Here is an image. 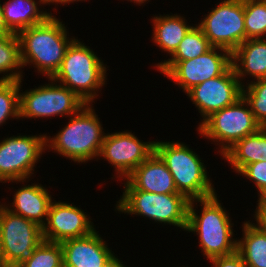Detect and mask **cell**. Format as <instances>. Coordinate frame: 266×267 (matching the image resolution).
<instances>
[{
    "label": "cell",
    "instance_id": "ffe728a7",
    "mask_svg": "<svg viewBox=\"0 0 266 267\" xmlns=\"http://www.w3.org/2000/svg\"><path fill=\"white\" fill-rule=\"evenodd\" d=\"M46 5L43 0H6L3 2V18L7 28L15 34L28 27L43 23L50 15L41 10L39 5Z\"/></svg>",
    "mask_w": 266,
    "mask_h": 267
},
{
    "label": "cell",
    "instance_id": "5bb4252c",
    "mask_svg": "<svg viewBox=\"0 0 266 267\" xmlns=\"http://www.w3.org/2000/svg\"><path fill=\"white\" fill-rule=\"evenodd\" d=\"M242 85L233 65L222 75L194 86L186 94L195 104L200 116L199 125L212 113L234 104L242 97Z\"/></svg>",
    "mask_w": 266,
    "mask_h": 267
},
{
    "label": "cell",
    "instance_id": "1f68e13d",
    "mask_svg": "<svg viewBox=\"0 0 266 267\" xmlns=\"http://www.w3.org/2000/svg\"><path fill=\"white\" fill-rule=\"evenodd\" d=\"M254 213V224L266 234V207H256Z\"/></svg>",
    "mask_w": 266,
    "mask_h": 267
},
{
    "label": "cell",
    "instance_id": "8d00e7d4",
    "mask_svg": "<svg viewBox=\"0 0 266 267\" xmlns=\"http://www.w3.org/2000/svg\"><path fill=\"white\" fill-rule=\"evenodd\" d=\"M130 2L135 3L136 5L138 4L139 6L143 5L144 3H146L147 1L149 2V0H127Z\"/></svg>",
    "mask_w": 266,
    "mask_h": 267
},
{
    "label": "cell",
    "instance_id": "7402d4cb",
    "mask_svg": "<svg viewBox=\"0 0 266 267\" xmlns=\"http://www.w3.org/2000/svg\"><path fill=\"white\" fill-rule=\"evenodd\" d=\"M154 16L151 22L153 26L151 41L171 56L193 25H189L187 20L177 13L176 15L159 14V16Z\"/></svg>",
    "mask_w": 266,
    "mask_h": 267
},
{
    "label": "cell",
    "instance_id": "30bf717a",
    "mask_svg": "<svg viewBox=\"0 0 266 267\" xmlns=\"http://www.w3.org/2000/svg\"><path fill=\"white\" fill-rule=\"evenodd\" d=\"M47 85L20 92V118H49L75 115L85 103L75 92L49 78Z\"/></svg>",
    "mask_w": 266,
    "mask_h": 267
},
{
    "label": "cell",
    "instance_id": "7c38bea8",
    "mask_svg": "<svg viewBox=\"0 0 266 267\" xmlns=\"http://www.w3.org/2000/svg\"><path fill=\"white\" fill-rule=\"evenodd\" d=\"M196 24L213 47L233 53L245 41L244 0H223Z\"/></svg>",
    "mask_w": 266,
    "mask_h": 267
},
{
    "label": "cell",
    "instance_id": "6da1fadb",
    "mask_svg": "<svg viewBox=\"0 0 266 267\" xmlns=\"http://www.w3.org/2000/svg\"><path fill=\"white\" fill-rule=\"evenodd\" d=\"M68 34L67 26L56 15L21 30L17 35L23 68L33 65L40 75L52 78L61 67L68 46L75 39L68 37Z\"/></svg>",
    "mask_w": 266,
    "mask_h": 267
},
{
    "label": "cell",
    "instance_id": "836d02e7",
    "mask_svg": "<svg viewBox=\"0 0 266 267\" xmlns=\"http://www.w3.org/2000/svg\"><path fill=\"white\" fill-rule=\"evenodd\" d=\"M257 207H266V189L259 195L257 196Z\"/></svg>",
    "mask_w": 266,
    "mask_h": 267
},
{
    "label": "cell",
    "instance_id": "d6986e66",
    "mask_svg": "<svg viewBox=\"0 0 266 267\" xmlns=\"http://www.w3.org/2000/svg\"><path fill=\"white\" fill-rule=\"evenodd\" d=\"M232 65L242 86L247 75L254 80L266 78V38L244 41L232 53Z\"/></svg>",
    "mask_w": 266,
    "mask_h": 267
},
{
    "label": "cell",
    "instance_id": "484cf974",
    "mask_svg": "<svg viewBox=\"0 0 266 267\" xmlns=\"http://www.w3.org/2000/svg\"><path fill=\"white\" fill-rule=\"evenodd\" d=\"M245 41L266 38V2L244 0Z\"/></svg>",
    "mask_w": 266,
    "mask_h": 267
},
{
    "label": "cell",
    "instance_id": "e575fe53",
    "mask_svg": "<svg viewBox=\"0 0 266 267\" xmlns=\"http://www.w3.org/2000/svg\"><path fill=\"white\" fill-rule=\"evenodd\" d=\"M79 2V1H87V0H51L48 4L50 6V4L53 3V5L56 4H62L63 6L67 5V4H70V3H73V2Z\"/></svg>",
    "mask_w": 266,
    "mask_h": 267
},
{
    "label": "cell",
    "instance_id": "8fae6325",
    "mask_svg": "<svg viewBox=\"0 0 266 267\" xmlns=\"http://www.w3.org/2000/svg\"><path fill=\"white\" fill-rule=\"evenodd\" d=\"M46 134L17 135L0 141V182L24 183L46 151ZM36 163V164H35Z\"/></svg>",
    "mask_w": 266,
    "mask_h": 267
},
{
    "label": "cell",
    "instance_id": "9c48e42d",
    "mask_svg": "<svg viewBox=\"0 0 266 267\" xmlns=\"http://www.w3.org/2000/svg\"><path fill=\"white\" fill-rule=\"evenodd\" d=\"M232 65V53L212 47L199 57L185 61H161L155 68L187 93L194 86L222 75Z\"/></svg>",
    "mask_w": 266,
    "mask_h": 267
},
{
    "label": "cell",
    "instance_id": "d6a6232c",
    "mask_svg": "<svg viewBox=\"0 0 266 267\" xmlns=\"http://www.w3.org/2000/svg\"><path fill=\"white\" fill-rule=\"evenodd\" d=\"M8 34H14V33H12L7 28V26H6L5 22H4L2 5H1V2H0V35H8Z\"/></svg>",
    "mask_w": 266,
    "mask_h": 267
},
{
    "label": "cell",
    "instance_id": "d590c367",
    "mask_svg": "<svg viewBox=\"0 0 266 267\" xmlns=\"http://www.w3.org/2000/svg\"><path fill=\"white\" fill-rule=\"evenodd\" d=\"M119 258L110 267H127Z\"/></svg>",
    "mask_w": 266,
    "mask_h": 267
},
{
    "label": "cell",
    "instance_id": "52a82bcc",
    "mask_svg": "<svg viewBox=\"0 0 266 267\" xmlns=\"http://www.w3.org/2000/svg\"><path fill=\"white\" fill-rule=\"evenodd\" d=\"M198 126L201 137L217 143L220 156L240 139L262 128L243 96L234 104L212 113Z\"/></svg>",
    "mask_w": 266,
    "mask_h": 267
},
{
    "label": "cell",
    "instance_id": "74e56055",
    "mask_svg": "<svg viewBox=\"0 0 266 267\" xmlns=\"http://www.w3.org/2000/svg\"><path fill=\"white\" fill-rule=\"evenodd\" d=\"M47 5L51 0H43Z\"/></svg>",
    "mask_w": 266,
    "mask_h": 267
},
{
    "label": "cell",
    "instance_id": "4316f807",
    "mask_svg": "<svg viewBox=\"0 0 266 267\" xmlns=\"http://www.w3.org/2000/svg\"><path fill=\"white\" fill-rule=\"evenodd\" d=\"M21 82L0 80V127L10 118L20 119Z\"/></svg>",
    "mask_w": 266,
    "mask_h": 267
},
{
    "label": "cell",
    "instance_id": "5b68a950",
    "mask_svg": "<svg viewBox=\"0 0 266 267\" xmlns=\"http://www.w3.org/2000/svg\"><path fill=\"white\" fill-rule=\"evenodd\" d=\"M185 144L179 141H155V152L169 169L178 193L189 201L216 194L204 160Z\"/></svg>",
    "mask_w": 266,
    "mask_h": 267
},
{
    "label": "cell",
    "instance_id": "4dcf8cb0",
    "mask_svg": "<svg viewBox=\"0 0 266 267\" xmlns=\"http://www.w3.org/2000/svg\"><path fill=\"white\" fill-rule=\"evenodd\" d=\"M210 267H247L241 255L236 251L227 256L210 259Z\"/></svg>",
    "mask_w": 266,
    "mask_h": 267
},
{
    "label": "cell",
    "instance_id": "ac0fdd59",
    "mask_svg": "<svg viewBox=\"0 0 266 267\" xmlns=\"http://www.w3.org/2000/svg\"><path fill=\"white\" fill-rule=\"evenodd\" d=\"M15 190L12 205L3 203L5 207L43 227L47 221L50 204L53 201L48 189L39 183H32Z\"/></svg>",
    "mask_w": 266,
    "mask_h": 267
},
{
    "label": "cell",
    "instance_id": "4fadbf2b",
    "mask_svg": "<svg viewBox=\"0 0 266 267\" xmlns=\"http://www.w3.org/2000/svg\"><path fill=\"white\" fill-rule=\"evenodd\" d=\"M128 131L108 132L98 157L108 161L115 168L114 176L123 181L155 151V141L144 142Z\"/></svg>",
    "mask_w": 266,
    "mask_h": 267
},
{
    "label": "cell",
    "instance_id": "d4e9b609",
    "mask_svg": "<svg viewBox=\"0 0 266 267\" xmlns=\"http://www.w3.org/2000/svg\"><path fill=\"white\" fill-rule=\"evenodd\" d=\"M195 25L196 24H194L183 40L179 43L178 48L170 56L171 58L164 61L191 60L206 53L213 47L202 30Z\"/></svg>",
    "mask_w": 266,
    "mask_h": 267
},
{
    "label": "cell",
    "instance_id": "7a4b0ae2",
    "mask_svg": "<svg viewBox=\"0 0 266 267\" xmlns=\"http://www.w3.org/2000/svg\"><path fill=\"white\" fill-rule=\"evenodd\" d=\"M217 197L219 198L216 193L206 198L191 200L188 205L185 231L198 235L202 255L208 260L237 251V240L233 238L232 229L234 223ZM198 202L202 207L199 215V211L195 209Z\"/></svg>",
    "mask_w": 266,
    "mask_h": 267
},
{
    "label": "cell",
    "instance_id": "8992f818",
    "mask_svg": "<svg viewBox=\"0 0 266 267\" xmlns=\"http://www.w3.org/2000/svg\"><path fill=\"white\" fill-rule=\"evenodd\" d=\"M115 205L119 213L148 217L151 221L179 227H187L189 200L180 193L157 194L143 190H123Z\"/></svg>",
    "mask_w": 266,
    "mask_h": 267
},
{
    "label": "cell",
    "instance_id": "44dd1931",
    "mask_svg": "<svg viewBox=\"0 0 266 267\" xmlns=\"http://www.w3.org/2000/svg\"><path fill=\"white\" fill-rule=\"evenodd\" d=\"M236 174L246 165L266 161V127L236 142L222 156Z\"/></svg>",
    "mask_w": 266,
    "mask_h": 267
},
{
    "label": "cell",
    "instance_id": "9a60e30c",
    "mask_svg": "<svg viewBox=\"0 0 266 267\" xmlns=\"http://www.w3.org/2000/svg\"><path fill=\"white\" fill-rule=\"evenodd\" d=\"M88 216L74 204L53 200L48 210L47 221L42 227L43 240L61 243L90 235L96 229Z\"/></svg>",
    "mask_w": 266,
    "mask_h": 267
},
{
    "label": "cell",
    "instance_id": "2e32d148",
    "mask_svg": "<svg viewBox=\"0 0 266 267\" xmlns=\"http://www.w3.org/2000/svg\"><path fill=\"white\" fill-rule=\"evenodd\" d=\"M60 244L64 267H110L118 259L97 230L85 237L68 239Z\"/></svg>",
    "mask_w": 266,
    "mask_h": 267
},
{
    "label": "cell",
    "instance_id": "e0dca14e",
    "mask_svg": "<svg viewBox=\"0 0 266 267\" xmlns=\"http://www.w3.org/2000/svg\"><path fill=\"white\" fill-rule=\"evenodd\" d=\"M124 190H143L157 194L178 193L165 162L154 151L125 179Z\"/></svg>",
    "mask_w": 266,
    "mask_h": 267
},
{
    "label": "cell",
    "instance_id": "cb8c5ba5",
    "mask_svg": "<svg viewBox=\"0 0 266 267\" xmlns=\"http://www.w3.org/2000/svg\"><path fill=\"white\" fill-rule=\"evenodd\" d=\"M20 41L17 34L0 35V74L3 81H22Z\"/></svg>",
    "mask_w": 266,
    "mask_h": 267
},
{
    "label": "cell",
    "instance_id": "83f0119b",
    "mask_svg": "<svg viewBox=\"0 0 266 267\" xmlns=\"http://www.w3.org/2000/svg\"><path fill=\"white\" fill-rule=\"evenodd\" d=\"M249 82L242 87V96L248 102L256 121L261 127H266V78Z\"/></svg>",
    "mask_w": 266,
    "mask_h": 267
},
{
    "label": "cell",
    "instance_id": "3957f363",
    "mask_svg": "<svg viewBox=\"0 0 266 267\" xmlns=\"http://www.w3.org/2000/svg\"><path fill=\"white\" fill-rule=\"evenodd\" d=\"M105 135L93 104H85L53 137L46 133V151L51 149L75 163L84 164L98 160Z\"/></svg>",
    "mask_w": 266,
    "mask_h": 267
},
{
    "label": "cell",
    "instance_id": "603a6c76",
    "mask_svg": "<svg viewBox=\"0 0 266 267\" xmlns=\"http://www.w3.org/2000/svg\"><path fill=\"white\" fill-rule=\"evenodd\" d=\"M237 252L247 267H266V234L250 220L243 222Z\"/></svg>",
    "mask_w": 266,
    "mask_h": 267
},
{
    "label": "cell",
    "instance_id": "277c9868",
    "mask_svg": "<svg viewBox=\"0 0 266 267\" xmlns=\"http://www.w3.org/2000/svg\"><path fill=\"white\" fill-rule=\"evenodd\" d=\"M106 66L93 49L77 38L68 46L61 67L52 79L75 92L85 103L92 104L108 79Z\"/></svg>",
    "mask_w": 266,
    "mask_h": 267
},
{
    "label": "cell",
    "instance_id": "f546056e",
    "mask_svg": "<svg viewBox=\"0 0 266 267\" xmlns=\"http://www.w3.org/2000/svg\"><path fill=\"white\" fill-rule=\"evenodd\" d=\"M240 174L254 183L258 196L266 189V161L248 164L238 172V175Z\"/></svg>",
    "mask_w": 266,
    "mask_h": 267
},
{
    "label": "cell",
    "instance_id": "f1b7e54d",
    "mask_svg": "<svg viewBox=\"0 0 266 267\" xmlns=\"http://www.w3.org/2000/svg\"><path fill=\"white\" fill-rule=\"evenodd\" d=\"M19 267H64L61 244L43 240L34 250L32 257Z\"/></svg>",
    "mask_w": 266,
    "mask_h": 267
},
{
    "label": "cell",
    "instance_id": "ba28073f",
    "mask_svg": "<svg viewBox=\"0 0 266 267\" xmlns=\"http://www.w3.org/2000/svg\"><path fill=\"white\" fill-rule=\"evenodd\" d=\"M43 241L42 227L0 204V263L19 267Z\"/></svg>",
    "mask_w": 266,
    "mask_h": 267
}]
</instances>
